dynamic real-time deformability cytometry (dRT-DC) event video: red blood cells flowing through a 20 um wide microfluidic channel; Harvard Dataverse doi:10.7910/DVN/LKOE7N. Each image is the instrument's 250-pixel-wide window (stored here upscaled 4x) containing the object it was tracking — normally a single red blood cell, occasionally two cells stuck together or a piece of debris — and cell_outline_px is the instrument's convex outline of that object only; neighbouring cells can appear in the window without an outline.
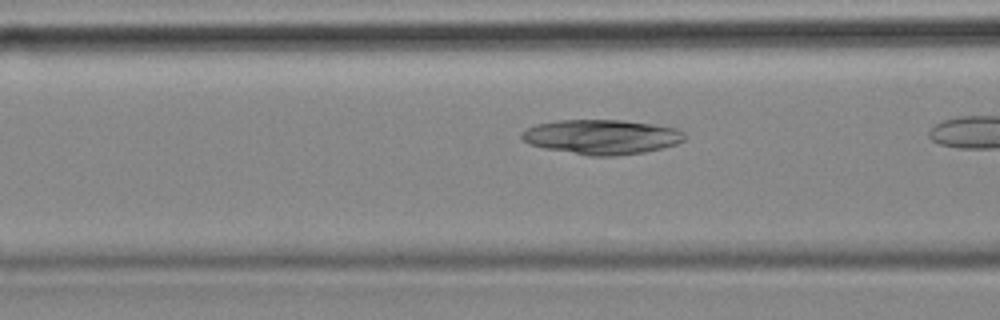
{"species": "common noctule bat (a hibernating species)", "species_latin": "Nyctalus noctula", "temperature_condition": "cold", "stored_images_in_passage": 15, "camera_frame_rate_fps": 3000, "um_per_image_px": 0.085, "animal": {"sex": "female", "body_mass_g": 18.4}, "frame": {"image": 1, "passage_image": 13, "time_ms": 4.0, "image_size_px": [1000, 320], "cell_outline_px": [[684, 140], [676, 144], [644, 152], [612, 156], [588, 156], [544, 148], [528, 144], [520, 136], [520, 132], [536, 124], [560, 120], [624, 120], [652, 124], [676, 128], [684, 132]], "centroid_in_image_um": [51.11, 11.63], "position_along_channel_um": 115.5, "area_um2": 32.89}}